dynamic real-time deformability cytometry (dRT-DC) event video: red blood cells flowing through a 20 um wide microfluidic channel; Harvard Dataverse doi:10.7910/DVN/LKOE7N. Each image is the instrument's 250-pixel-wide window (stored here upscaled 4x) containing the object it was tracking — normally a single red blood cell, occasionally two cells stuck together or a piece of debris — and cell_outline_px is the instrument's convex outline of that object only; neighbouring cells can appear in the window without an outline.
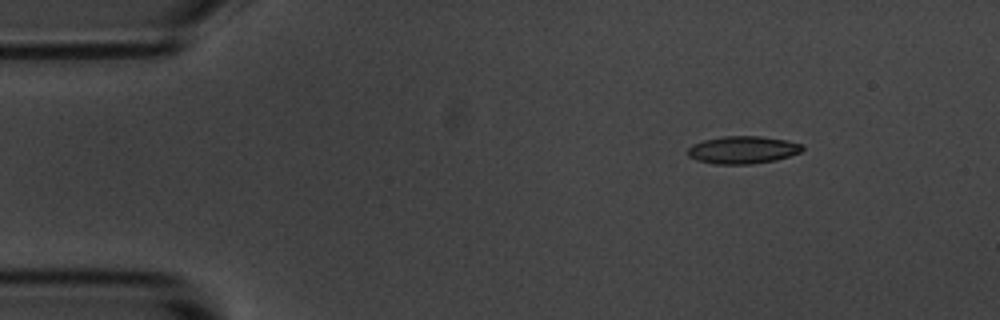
{"species": "common noctule bat (a hibernating species)", "species_latin": "Nyctalus noctula", "temperature_condition": "room temperature", "stored_images_in_passage": 4, "camera_frame_rate_fps": 3000, "um_per_image_px": 0.085, "animal": {"sex": "male", "body_mass_g": 20.1, "forearm_length_mm": 53.5}, "frame": {"image": 1, "passage_image": 1, "time_ms": 0.0, "image_size_px": [1000, 320], "cell_outline_px": [[804, 148], [800, 152], [776, 160], [752, 164], [716, 164], [696, 160], [688, 156], [688, 148], [692, 144], [704, 140], [724, 136], [760, 136], [788, 140], [800, 144]], "centroid_in_image_um": [63.12, 12.74], "position_along_channel_um": 21.9, "area_um2": 18.38}}
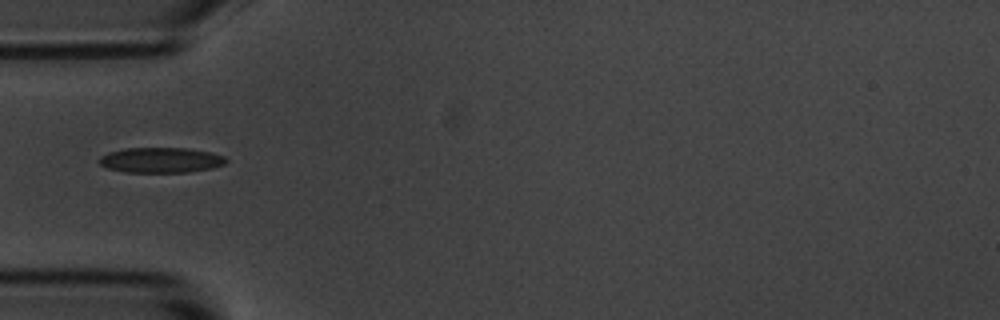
{"frame": {"image": 2, "passage_image": 4, "time_ms": 3.333, "image_size_px": [1000, 320], "cell_outline_px": [[228, 160], [224, 164], [212, 168], [188, 172], [124, 172], [108, 168], [100, 164], [100, 156], [108, 152], [124, 148], [188, 148], [212, 152], [224, 156]], "centroid_in_image_um": [13.69, 13.6], "position_along_channel_um": 71.3, "area_um2": 18.73}}